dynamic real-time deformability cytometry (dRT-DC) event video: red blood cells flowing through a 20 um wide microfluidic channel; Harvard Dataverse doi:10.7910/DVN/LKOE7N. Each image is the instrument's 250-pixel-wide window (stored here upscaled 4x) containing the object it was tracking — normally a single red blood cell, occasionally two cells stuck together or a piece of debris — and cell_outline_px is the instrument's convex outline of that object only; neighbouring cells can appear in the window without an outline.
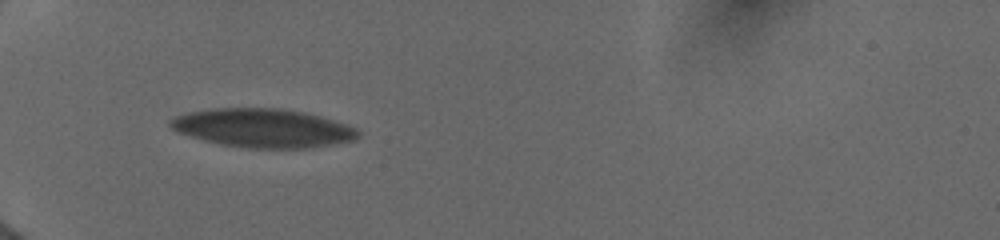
{"species": "human", "species_latin": "Homo sapiens", "temperature_condition": "cold", "stored_images_in_passage": 2, "camera_frame_rate_fps": 3000, "um_per_image_px": 0.085, "donor": {"sex": "female"}, "frame": {"image": 1, "passage_image": 1, "time_ms": 0.0, "image_size_px": [1000, 240], "cell_outline_px": [[360, 136], [356, 140], [308, 148], [248, 148], [220, 144], [204, 140], [176, 132], [168, 124], [168, 120], [176, 116], [192, 112], [212, 108], [280, 108], [304, 112], [320, 116], [356, 128], [360, 132]], "centroid_in_image_um": [22.35, 10.89], "position_along_channel_um": 62.7, "area_um2": 42.25}}